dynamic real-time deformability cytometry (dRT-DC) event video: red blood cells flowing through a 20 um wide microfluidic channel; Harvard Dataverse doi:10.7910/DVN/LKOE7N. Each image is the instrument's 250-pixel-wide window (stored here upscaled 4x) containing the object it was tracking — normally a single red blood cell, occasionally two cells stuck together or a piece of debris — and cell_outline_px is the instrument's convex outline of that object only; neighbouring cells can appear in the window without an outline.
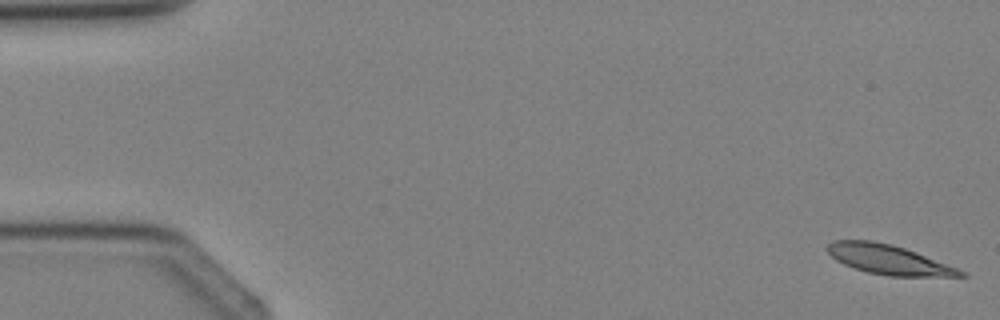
{"species": "Egyptian fruit bat (a non-hibernating species)", "species_latin": "Rousettus aegyptiacus", "temperature_condition": "cold", "stored_images_in_passage": 5, "segment_of_instrument_passage": [1, 2], "camera_frame_rate_fps": 3000, "um_per_image_px": 0.085, "animal": {"sex": "female"}, "frame": {"image": 1, "passage_image": 1, "time_ms": 0.0, "image_size_px": [1000, 320], "cell_outline_px": [[968, 276], [888, 276], [868, 272], [844, 264], [836, 260], [824, 248], [832, 240], [872, 240], [892, 244], [916, 252], [968, 272]], "centroid_in_image_um": [75.53, 22.05], "position_along_channel_um": 9.5, "area_um2": 22.89}}
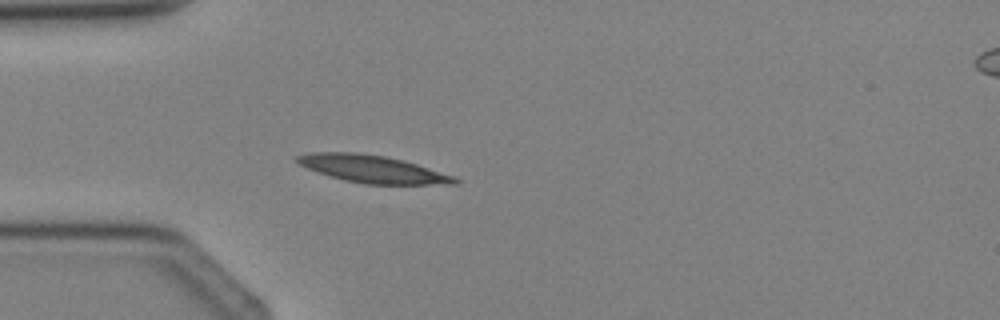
{"frame": {"image": 2, "passage_image": 4, "time_ms": 3.333, "image_size_px": [1000, 320], "cell_outline_px": [[460, 184], [364, 184], [344, 180], [316, 172], [300, 164], [296, 160], [296, 156], [312, 152], [360, 152], [384, 156], [404, 160], [456, 176], [460, 180]], "centroid_in_image_um": [31.71, 14.36], "position_along_channel_um": 53.3, "area_um2": 25.32}}